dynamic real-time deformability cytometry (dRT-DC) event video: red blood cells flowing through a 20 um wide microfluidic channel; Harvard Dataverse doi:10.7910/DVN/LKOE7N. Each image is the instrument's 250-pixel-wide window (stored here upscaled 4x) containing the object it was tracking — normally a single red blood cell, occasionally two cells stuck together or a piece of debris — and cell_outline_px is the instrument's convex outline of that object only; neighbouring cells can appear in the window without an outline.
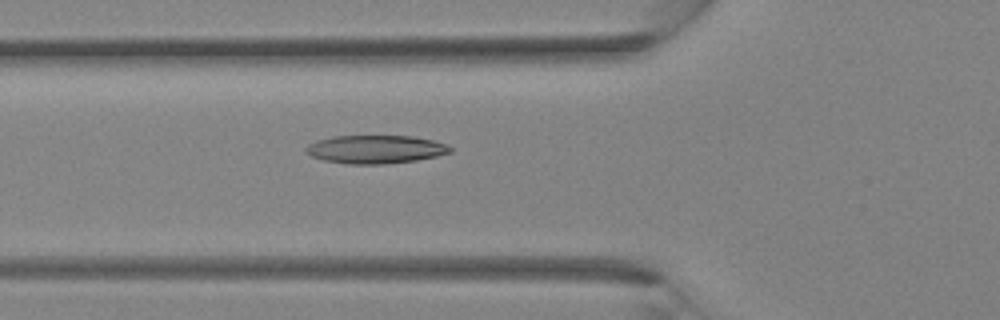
{"species": "Egyptian fruit bat (a non-hibernating species)", "species_latin": "Rousettus aegyptiacus", "temperature_condition": "room temperature", "stored_images_in_passage": 35, "camera_frame_rate_fps": 3000, "um_per_image_px": 0.085, "animal": {"sex": "female"}, "frame": {"image": 1, "passage_image": 13, "time_ms": 4.0, "image_size_px": [1000, 320], "cell_outline_px": [[452, 152], [436, 156], [416, 160], [384, 164], [344, 164], [324, 160], [312, 156], [304, 148], [308, 144], [316, 140], [332, 136], [412, 136], [432, 140], [448, 144], [452, 148]], "centroid_in_image_um": [31.92, 12.69], "position_along_channel_um": 93.9, "area_um2": 23.81}}
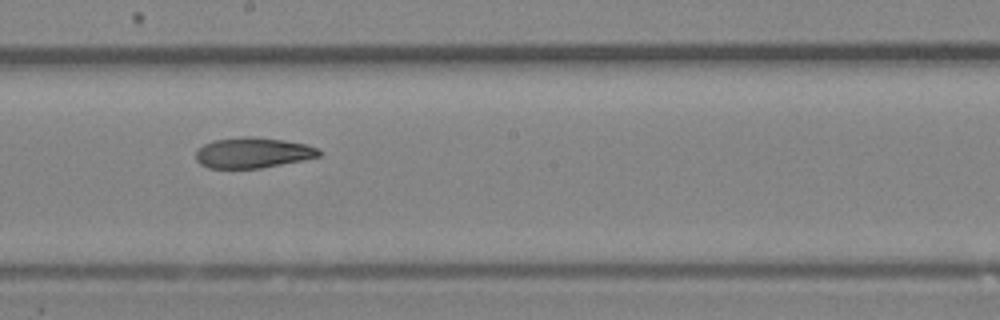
{"frame": {"image": 2, "passage_image": 20, "time_ms": 6.333, "image_size_px": [1000, 320], "cell_outline_px": [[324, 152], [320, 156], [304, 160], [260, 168], [208, 168], [200, 164], [196, 160], [196, 152], [204, 144], [212, 140], [240, 136], [252, 136], [284, 140], [308, 144]], "centroid_in_image_um": [21.51, 12.97], "position_along_channel_um": 226.7, "area_um2": 22.14}}
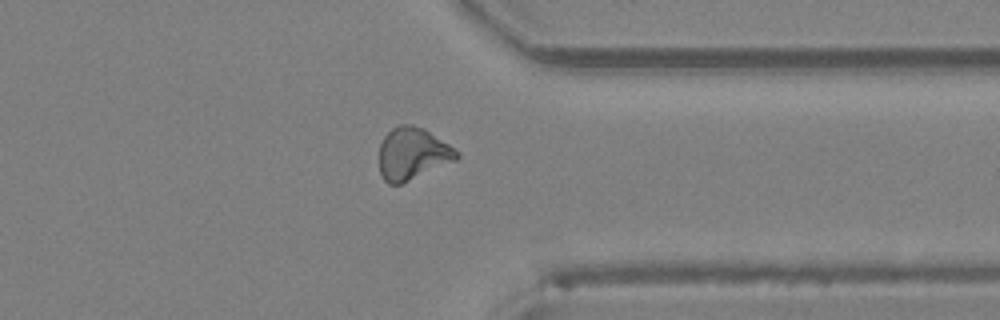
{"frame": {"image": 3, "passage_image": 28, "time_ms": 9.0, "image_size_px": [1000, 320], "cell_outline_px": [[460, 156], [456, 160], [400, 184], [388, 184], [384, 180], [380, 172], [380, 144], [384, 136], [392, 128], [400, 124], [412, 124], [424, 128], [460, 152]], "centroid_in_image_um": [35.06, 13.05], "position_along_channel_um": 376.3, "area_um2": 23.41}}